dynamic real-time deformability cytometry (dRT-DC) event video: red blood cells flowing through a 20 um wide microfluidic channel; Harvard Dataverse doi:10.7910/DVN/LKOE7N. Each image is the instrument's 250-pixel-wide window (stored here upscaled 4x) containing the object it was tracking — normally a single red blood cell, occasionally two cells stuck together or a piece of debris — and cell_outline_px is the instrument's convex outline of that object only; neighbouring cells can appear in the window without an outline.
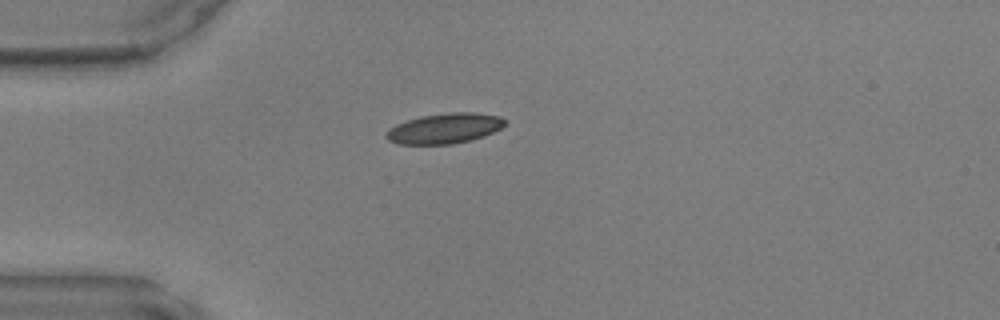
{"species": "common noctule bat (a hibernating species)", "species_latin": "Nyctalus noctula", "temperature_condition": "warm", "stored_images_in_passage": 36, "camera_frame_rate_fps": 3000, "um_per_image_px": 0.085, "animal": {"sex": "male", "body_mass_g": 17.9, "forearm_length_mm": 54.2}, "frame": {"image": 1, "passage_image": 1, "time_ms": 0.0, "image_size_px": [1000, 320], "cell_outline_px": [[504, 124], [500, 128], [484, 136], [472, 140], [452, 144], [400, 144], [388, 140], [384, 136], [396, 124], [420, 116], [448, 112], [472, 112], [500, 116], [504, 120]], "centroid_in_image_um": [37.79, 10.91], "position_along_channel_um": 47.2, "area_um2": 20.75}}
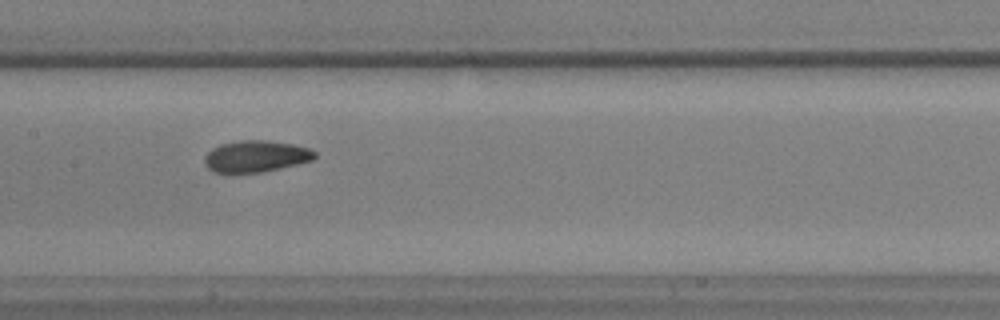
{"frame": {"image": 2, "passage_image": 12, "time_ms": 3.667, "image_size_px": [1000, 320], "cell_outline_px": [[316, 156], [312, 160], [280, 168], [260, 172], [236, 176], [228, 176], [212, 172], [204, 164], [204, 156], [212, 148], [220, 144], [240, 140], [264, 140], [292, 144], [308, 148], [316, 152]], "centroid_in_image_um": [21.65, 13.33], "position_along_channel_um": 185.8, "area_um2": 20.92}}
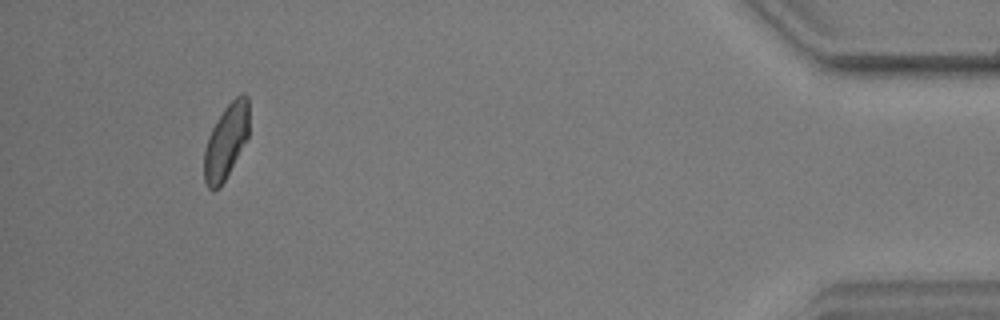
{"frame": {"image": 3, "passage_image": 33, "time_ms": 10.667, "image_size_px": [1000, 320], "cell_outline_px": [[248, 136], [220, 188], [208, 188], [204, 180], [204, 148], [208, 136], [216, 120], [224, 108], [240, 92], [244, 92], [248, 96]], "centroid_in_image_um": [19.2, 11.98], "position_along_channel_um": 416.0, "area_um2": 19.36}}